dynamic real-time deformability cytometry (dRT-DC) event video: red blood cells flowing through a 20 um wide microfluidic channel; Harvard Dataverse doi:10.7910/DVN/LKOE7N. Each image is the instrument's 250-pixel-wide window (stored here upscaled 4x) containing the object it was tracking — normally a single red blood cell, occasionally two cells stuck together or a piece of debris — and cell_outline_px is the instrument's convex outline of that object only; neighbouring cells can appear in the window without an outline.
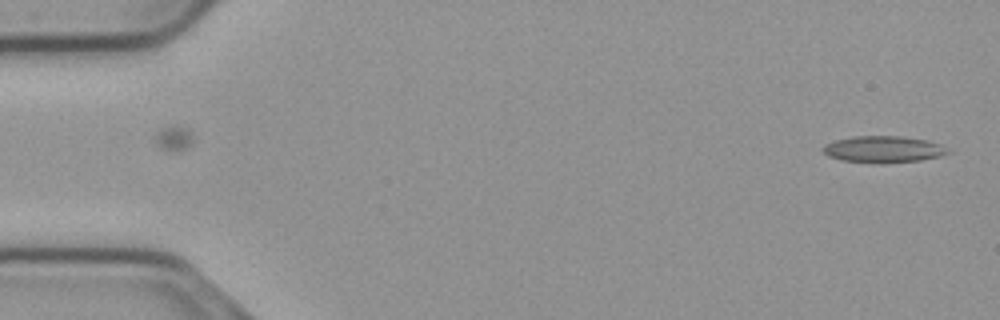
{"species": "common noctule bat (a hibernating species)", "species_latin": "Nyctalus noctula", "temperature_condition": "cold", "stored_images_in_passage": 54, "camera_frame_rate_fps": 3000, "um_per_image_px": 0.085, "animal": {"sex": "male", "body_mass_g": 23.1, "forearm_length_mm": 52.7}, "frame": {"image": 1, "passage_image": 1, "time_ms": 0.0, "image_size_px": [1000, 320], "cell_outline_px": [[952, 152], [940, 156], [920, 160], [844, 160], [828, 156], [820, 148], [824, 144], [836, 140], [856, 136], [900, 136], [928, 140], [940, 144]], "centroid_in_image_um": [75.1, 12.63], "position_along_channel_um": 9.9, "area_um2": 18.32}}
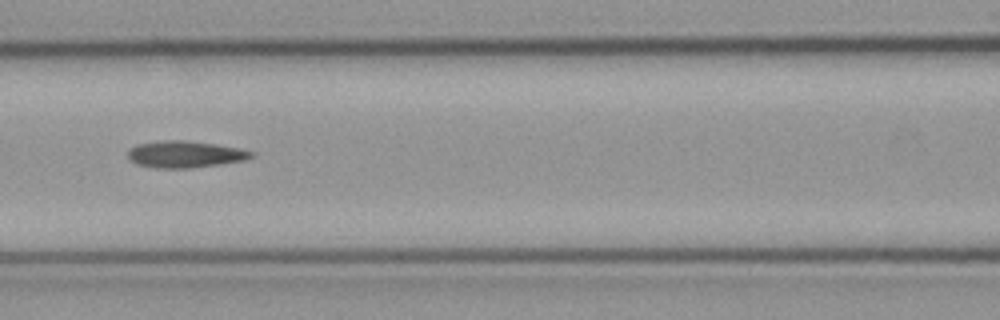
{"frame": {"image": 2, "passage_image": 23, "time_ms": 7.333, "image_size_px": [1000, 320], "cell_outline_px": [[256, 156], [244, 160], [220, 164], [188, 168], [156, 168], [136, 164], [128, 160], [128, 152], [136, 144], [164, 140], [180, 140], [216, 144], [256, 152]], "centroid_in_image_um": [15.72, 13.12], "position_along_channel_um": 150.9, "area_um2": 19.19}}
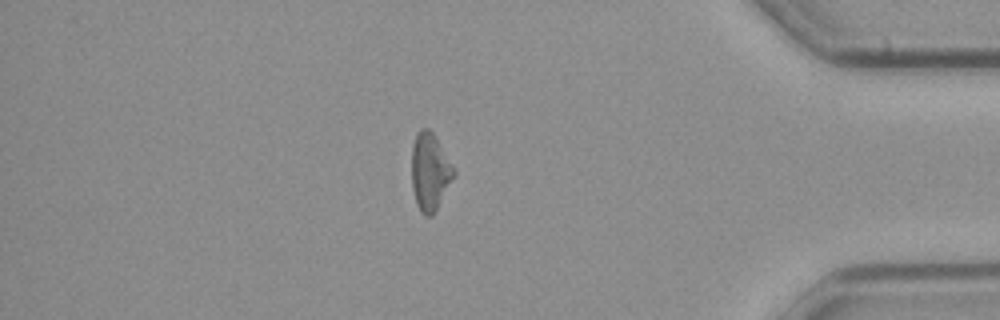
{"frame": {"image": 3, "passage_image": 46, "time_ms": 15.0, "image_size_px": [1000, 320], "cell_outline_px": [[456, 172], [432, 216], [424, 216], [420, 212], [416, 204], [412, 188], [412, 144], [416, 132], [420, 128], [428, 128], [432, 132]], "centroid_in_image_um": [36.5, 14.6], "position_along_channel_um": 398.7, "area_um2": 18.73}}